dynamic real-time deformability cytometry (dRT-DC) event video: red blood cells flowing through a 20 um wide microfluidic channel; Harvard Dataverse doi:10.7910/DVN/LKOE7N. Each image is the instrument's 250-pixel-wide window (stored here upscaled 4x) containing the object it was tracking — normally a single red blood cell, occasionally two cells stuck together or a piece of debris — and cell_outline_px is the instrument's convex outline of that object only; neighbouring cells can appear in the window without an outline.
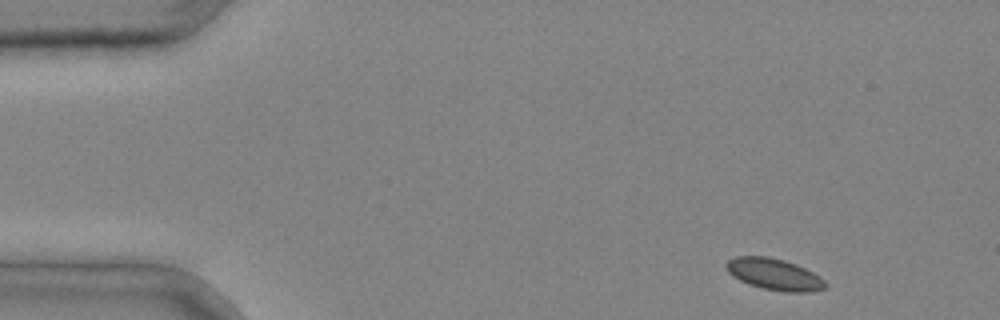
{"species": "common noctule bat (a hibernating species)", "species_latin": "Nyctalus noctula", "temperature_condition": "cold", "stored_images_in_passage": 3, "camera_frame_rate_fps": 3000, "um_per_image_px": 0.085, "animal": {"sex": "male", "body_mass_g": 20.4}, "frame": {"image": 1, "passage_image": 1, "time_ms": 0.0, "image_size_px": [1000, 320], "cell_outline_px": [[828, 284], [824, 288], [812, 292], [788, 292], [764, 288], [748, 284], [740, 280], [728, 272], [724, 264], [728, 260], [736, 256], [768, 256], [784, 260], [796, 264], [820, 276]], "centroid_in_image_um": [65.81, 23.3], "position_along_channel_um": 19.2, "area_um2": 18.15}}
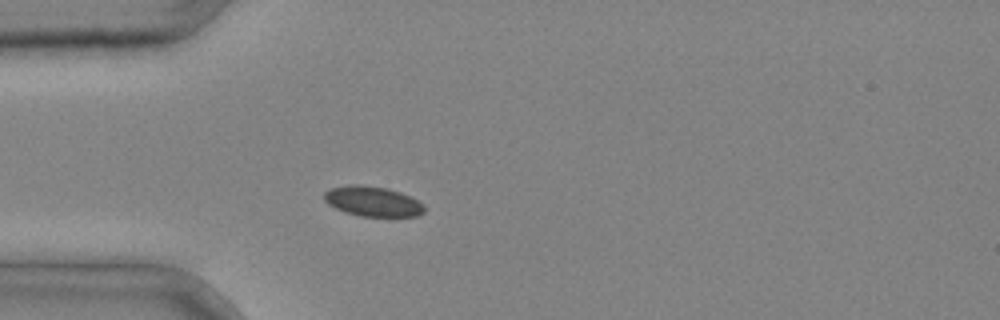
{"frame": {"image": 2, "passage_image": 3, "time_ms": 0.667, "image_size_px": [1000, 320], "cell_outline_px": [[424, 212], [420, 216], [360, 216], [344, 212], [328, 204], [324, 200], [324, 192], [332, 188], [348, 184], [360, 184], [388, 188], [400, 192], [424, 204]], "centroid_in_image_um": [31.67, 17.11], "position_along_channel_um": 53.3, "area_um2": 17.57}}